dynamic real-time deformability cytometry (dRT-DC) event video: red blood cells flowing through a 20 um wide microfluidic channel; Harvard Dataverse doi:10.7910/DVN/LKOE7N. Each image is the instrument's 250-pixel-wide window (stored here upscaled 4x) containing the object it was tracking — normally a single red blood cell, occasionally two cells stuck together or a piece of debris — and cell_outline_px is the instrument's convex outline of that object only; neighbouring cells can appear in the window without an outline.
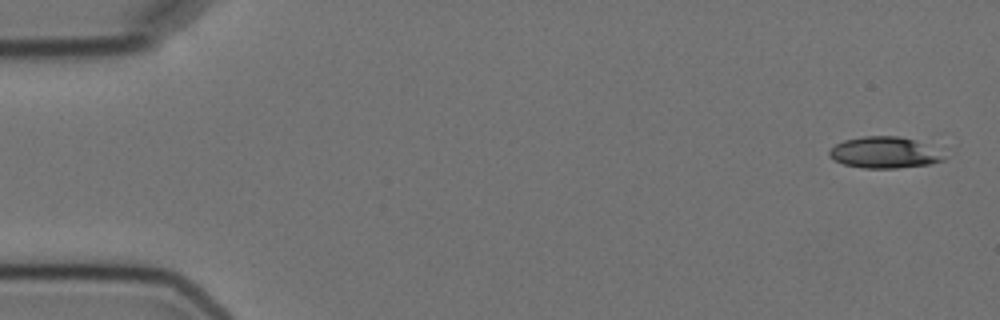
{"species": "Egyptian fruit bat (a non-hibernating species)", "species_latin": "Rousettus aegyptiacus", "temperature_condition": "cold", "stored_images_in_passage": 6, "camera_frame_rate_fps": 3000, "um_per_image_px": 0.085, "animal": {"sex": "female"}, "frame": {"image": 1, "passage_image": 1, "time_ms": 0.0, "image_size_px": [1000, 320], "cell_outline_px": [[944, 160], [928, 164], [896, 168], [864, 168], [844, 164], [828, 156], [828, 152], [836, 144], [844, 140], [864, 136], [900, 136], [912, 140], [944, 156]], "centroid_in_image_um": [75.06, 12.97], "position_along_channel_um": 9.9, "area_um2": 20.17}}
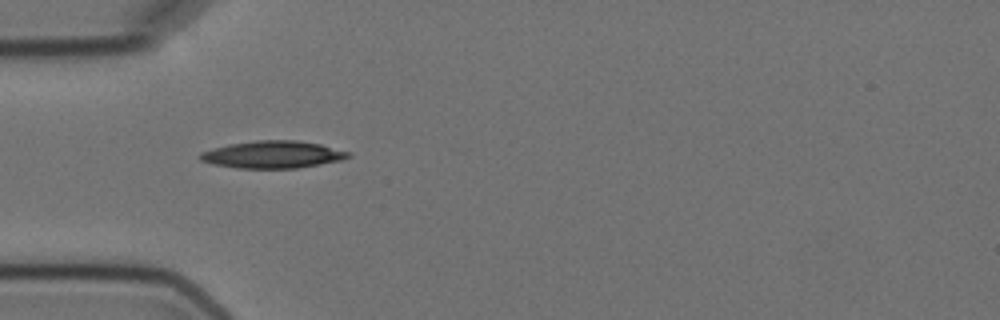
{"frame": {"image": 2, "passage_image": 5, "time_ms": 5.0, "image_size_px": [1000, 320], "cell_outline_px": [[352, 156], [340, 160], [320, 164], [296, 168], [236, 168], [212, 164], [200, 160], [196, 156], [200, 152], [228, 144], [256, 140], [296, 140], [320, 144], [352, 152]], "centroid_in_image_um": [23.16, 13.13], "position_along_channel_um": 61.8, "area_um2": 23.7}}
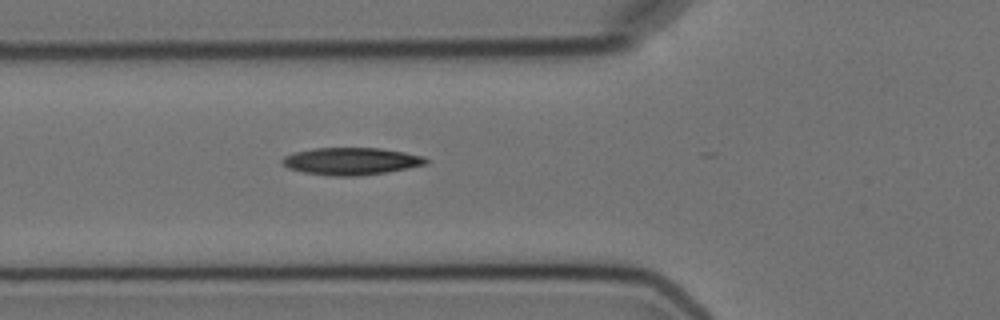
{"frame": {"image": 3, "passage_image": 6, "time_ms": 6.0, "image_size_px": [1000, 320], "cell_outline_px": [[428, 164], [408, 168], [360, 176], [328, 176], [304, 172], [288, 168], [280, 160], [284, 156], [292, 152], [312, 148], [380, 148], [404, 152], [424, 156], [428, 160]], "centroid_in_image_um": [29.83, 13.7], "position_along_channel_um": 96.0, "area_um2": 22.95}}